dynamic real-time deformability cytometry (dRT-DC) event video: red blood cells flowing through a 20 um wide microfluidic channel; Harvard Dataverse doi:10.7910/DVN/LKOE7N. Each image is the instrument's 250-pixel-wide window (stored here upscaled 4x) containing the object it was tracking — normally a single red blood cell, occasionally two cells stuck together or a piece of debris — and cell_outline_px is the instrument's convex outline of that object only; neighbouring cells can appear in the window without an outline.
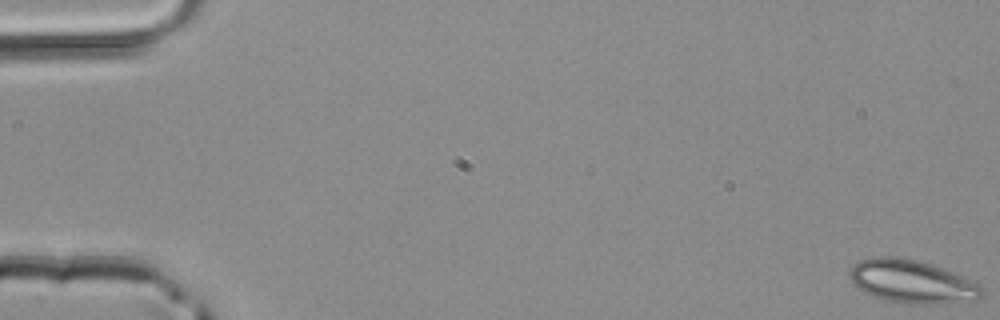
{"species": "common noctule bat (a hibernating species)", "species_latin": "Nyctalus noctula", "temperature_condition": "room temperature", "stored_images_in_passage": 48, "camera_frame_rate_fps": 3000, "um_per_image_px": 0.085, "animal": {"sex": "male", "body_mass_g": 20.4}, "frame": {"image": 1, "passage_image": 1, "time_ms": 0.0, "image_size_px": [1000, 320], "cell_outline_px": [[984, 296], [976, 300], [940, 304], [920, 304], [884, 300], [864, 292], [848, 276], [848, 272], [860, 260], [876, 256], [896, 256], [916, 260], [932, 264], [980, 284], [984, 288]], "centroid_in_image_um": [77.56, 23.94], "position_along_channel_um": 7.4, "area_um2": 33.12}}
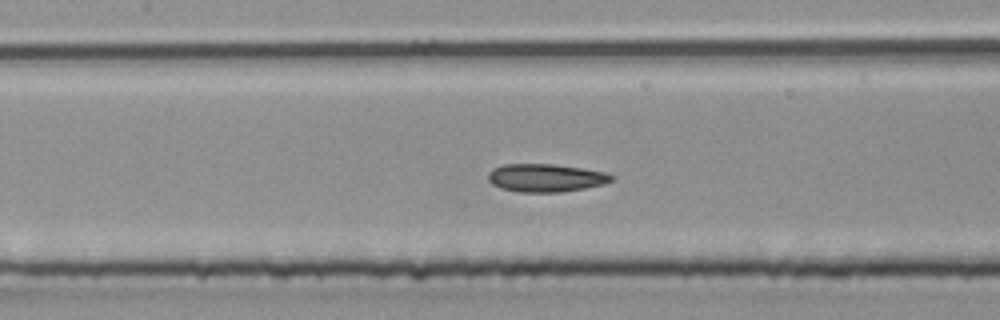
{"frame": {"image": 2, "passage_image": 23, "time_ms": 7.333, "image_size_px": [1000, 320], "cell_outline_px": [[616, 176], [612, 180], [604, 184], [584, 188], [560, 192], [520, 192], [500, 188], [492, 184], [488, 180], [488, 172], [492, 168], [504, 164], [552, 164], [584, 168], [604, 172]], "centroid_in_image_um": [46.37, 15.11], "position_along_channel_um": 161.0, "area_um2": 20.23}}
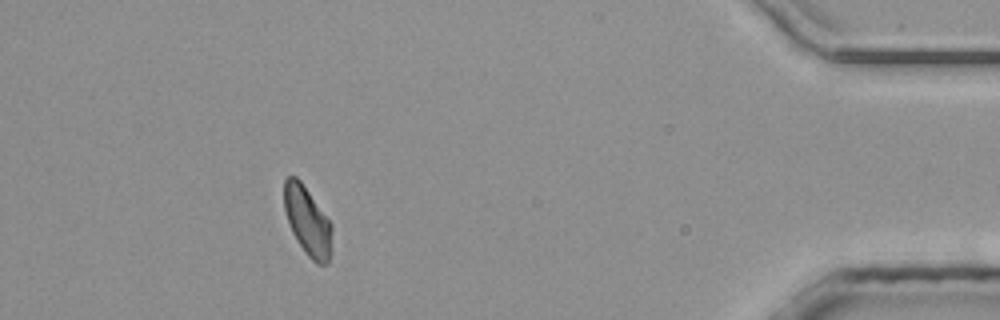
{"frame": {"image": 3, "passage_image": 44, "time_ms": 14.333, "image_size_px": [1000, 320], "cell_outline_px": [[332, 252], [328, 264], [316, 264], [308, 256], [296, 240], [292, 232], [284, 208], [284, 180], [288, 176], [296, 176], [300, 180], [332, 224]], "centroid_in_image_um": [26.16, 18.83], "position_along_channel_um": 409.0, "area_um2": 19.25}}